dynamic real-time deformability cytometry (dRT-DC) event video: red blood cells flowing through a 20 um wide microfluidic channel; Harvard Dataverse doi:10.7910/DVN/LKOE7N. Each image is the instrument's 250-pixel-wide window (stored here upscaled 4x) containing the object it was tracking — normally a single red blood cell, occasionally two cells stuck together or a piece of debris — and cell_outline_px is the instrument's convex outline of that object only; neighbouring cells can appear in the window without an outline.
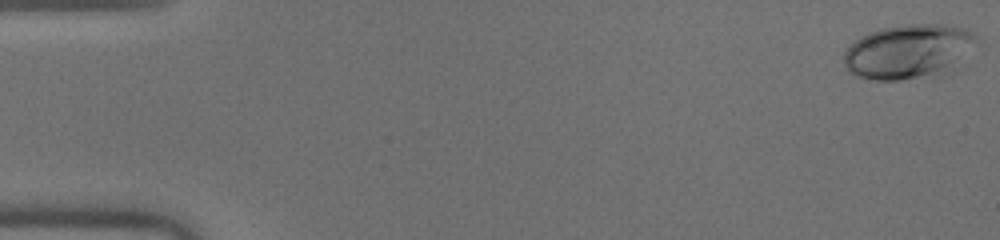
{"species": "human", "species_latin": "Homo sapiens", "temperature_condition": "warm", "stored_images_in_passage": 51, "camera_frame_rate_fps": 3000, "um_per_image_px": 0.085, "donor": {"sex": "male"}, "frame": {"image": 1, "passage_image": 1, "time_ms": 0.0, "image_size_px": [1000, 240], "cell_outline_px": [[984, 40], [952, 72], [940, 76], [900, 80], [876, 80], [856, 76], [848, 72], [844, 68], [844, 52], [856, 40], [868, 32], [884, 28], [904, 24], [944, 24], [964, 28], [980, 36]], "centroid_in_image_um": [77.36, 4.4], "position_along_channel_um": 7.6, "area_um2": 43.52}}
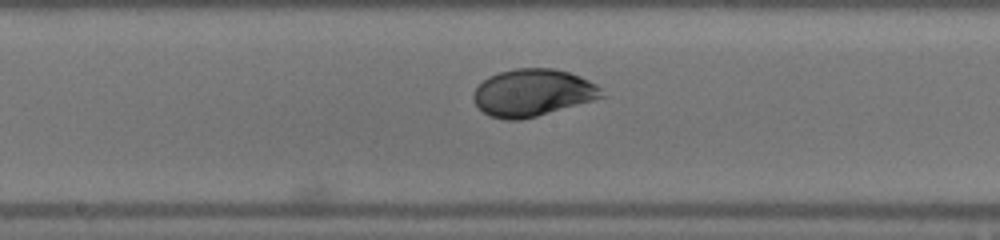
{"frame": {"image": 2, "passage_image": 27, "time_ms": 8.667, "image_size_px": [1000, 240], "cell_outline_px": [[608, 96], [536, 116], [520, 120], [504, 120], [488, 116], [476, 104], [472, 96], [476, 88], [488, 76], [500, 72], [516, 68], [552, 68], [568, 72], [580, 76], [596, 84]], "centroid_in_image_um": [45.29, 7.88], "position_along_channel_um": 202.9, "area_um2": 35.2}}
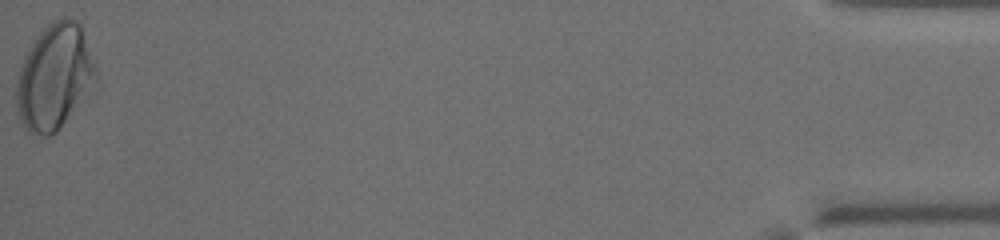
{"frame": {"image": 3, "passage_image": 51, "time_ms": 16.667, "image_size_px": [1000, 240], "cell_outline_px": [[100, 84], [56, 132], [48, 136], [40, 136], [28, 132], [24, 128], [20, 120], [16, 108], [16, 72], [24, 56], [40, 32], [52, 20], [64, 16], [68, 16], [76, 20], [80, 24], [96, 64]], "centroid_in_image_um": [4.67, 6.56], "position_along_channel_um": 430.5, "area_um2": 50.23}, "authors_computed_cell_mechanics": {"area_um2": 35.9516, "velocity_mm_per_s": 4.0649, "shape_relaxation_time_tau1_ms": 3.8511, "shape_relaxation_time_tau2_ms": null, "deformation_change_tau1": 0.1735, "deformation_change_tau2": null}}